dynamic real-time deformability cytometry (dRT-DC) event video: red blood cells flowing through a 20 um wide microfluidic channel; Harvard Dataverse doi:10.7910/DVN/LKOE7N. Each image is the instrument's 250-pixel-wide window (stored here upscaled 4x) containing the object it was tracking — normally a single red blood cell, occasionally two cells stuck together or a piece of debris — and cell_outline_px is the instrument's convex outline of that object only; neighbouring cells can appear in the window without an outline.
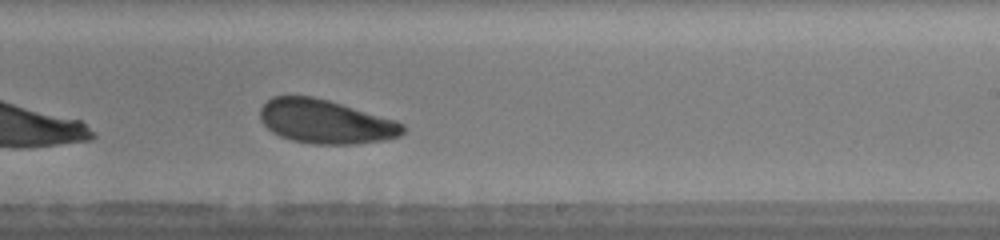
{"species": "human", "species_latin": "Homo sapiens", "temperature_condition": "warm", "stored_images_in_passage": 11, "camera_frame_rate_fps": 3000, "um_per_image_px": 0.085, "donor": {"sex": "male"}, "frame": {"image": 1, "passage_image": 11, "time_ms": 6.667, "image_size_px": [1000, 240], "cell_outline_px": [[404, 132], [400, 136], [384, 140], [356, 144], [312, 144], [292, 140], [280, 136], [272, 132], [260, 120], [260, 108], [272, 96], [312, 96], [328, 100], [396, 120], [404, 124]], "centroid_in_image_um": [27.67, 10.34], "position_along_channel_um": 261.3, "area_um2": 36.47}}